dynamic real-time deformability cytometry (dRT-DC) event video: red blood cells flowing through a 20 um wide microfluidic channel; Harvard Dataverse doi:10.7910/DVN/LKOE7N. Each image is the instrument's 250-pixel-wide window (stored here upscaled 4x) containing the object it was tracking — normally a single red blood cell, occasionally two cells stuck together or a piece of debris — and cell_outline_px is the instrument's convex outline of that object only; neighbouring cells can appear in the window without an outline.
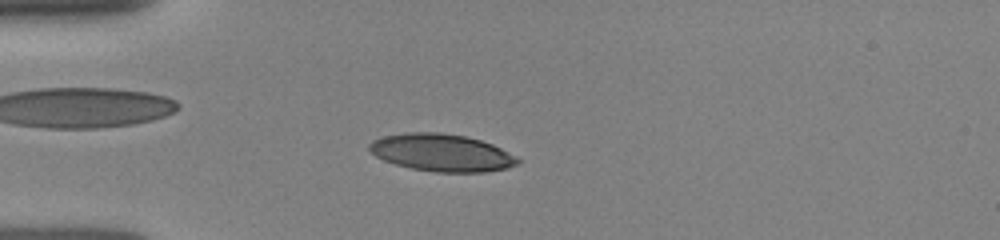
{"species": "human", "species_latin": "Homo sapiens", "temperature_condition": "room temperature", "stored_images_in_passage": 27, "camera_frame_rate_fps": 3000, "um_per_image_px": 0.085, "donor": {"sex": "female"}, "frame": {"image": 1, "passage_image": 1, "time_ms": 0.0, "image_size_px": [1000, 240], "cell_outline_px": [[520, 160], [516, 164], [508, 168], [484, 172], [436, 172], [412, 168], [396, 164], [384, 160], [376, 156], [368, 148], [368, 144], [372, 140], [384, 136], [404, 132], [440, 132], [464, 136], [480, 140], [492, 144], [500, 148]], "centroid_in_image_um": [37.5, 12.97], "position_along_channel_um": 47.5, "area_um2": 32.08}}
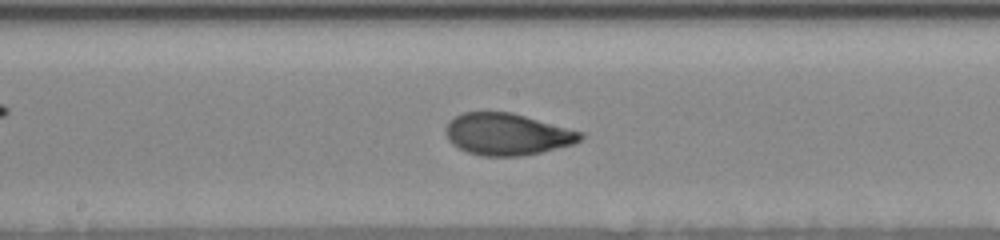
{"frame": {"image": 2, "passage_image": 12, "time_ms": 4.333, "image_size_px": [1000, 240], "cell_outline_px": [[584, 136], [580, 140], [572, 144], [540, 152], [520, 156], [484, 156], [468, 152], [452, 144], [448, 140], [444, 132], [444, 128], [456, 116], [464, 112], [512, 112], [584, 132]], "centroid_in_image_um": [43.11, 11.4], "position_along_channel_um": 205.1, "area_um2": 32.71}}
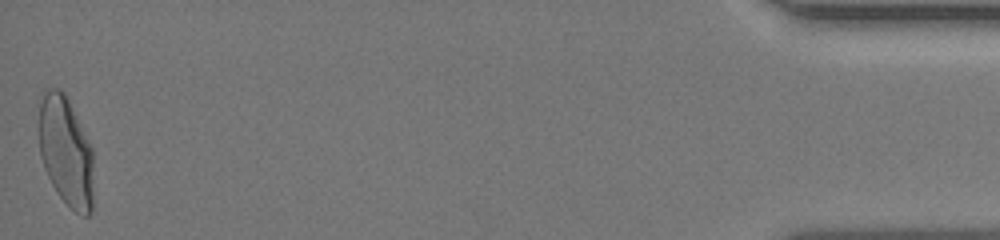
{"frame": {"image": 3, "passage_image": 27, "time_ms": 12.0, "image_size_px": [1000, 240], "cell_outline_px": [[92, 212], [88, 216], [84, 216], [76, 212], [56, 192], [44, 168], [40, 156], [40, 104], [44, 88], [60, 88], [64, 92], [92, 148]], "centroid_in_image_um": [5.59, 12.87], "position_along_channel_um": 429.6, "area_um2": 34.45}}